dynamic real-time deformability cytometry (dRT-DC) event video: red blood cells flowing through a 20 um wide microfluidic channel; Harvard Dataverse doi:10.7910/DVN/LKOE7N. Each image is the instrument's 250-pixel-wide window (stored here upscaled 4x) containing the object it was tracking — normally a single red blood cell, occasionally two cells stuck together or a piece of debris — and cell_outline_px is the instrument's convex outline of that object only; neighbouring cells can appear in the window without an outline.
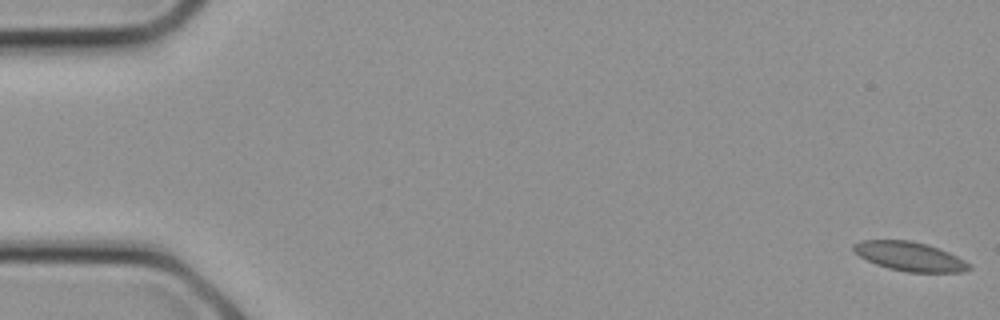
{"species": "common noctule bat (a hibernating species)", "species_latin": "Nyctalus noctula", "temperature_condition": "cold", "stored_images_in_passage": 10, "camera_frame_rate_fps": 3000, "um_per_image_px": 0.085, "animal": {"sex": "female", "body_mass_g": 21.9}, "frame": {"image": 1, "passage_image": 1, "time_ms": 0.0, "image_size_px": [1000, 320], "cell_outline_px": [[972, 268], [964, 272], [908, 272], [888, 268], [876, 264], [860, 256], [852, 248], [852, 244], [860, 240], [912, 240], [948, 252], [972, 264]], "centroid_in_image_um": [77.33, 21.8], "position_along_channel_um": 7.7, "area_um2": 19.48}}
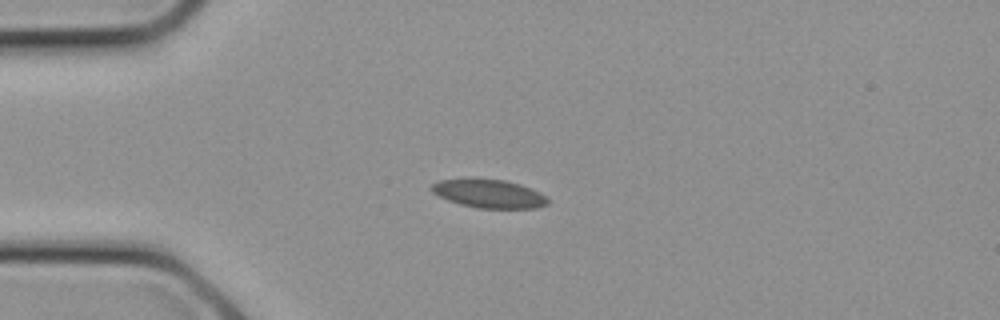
{"frame": {"image": 2, "passage_image": 7, "time_ms": 2.0, "image_size_px": [1000, 320], "cell_outline_px": [[548, 204], [536, 208], [480, 208], [460, 204], [448, 200], [432, 192], [428, 188], [432, 184], [440, 180], [468, 176], [504, 180], [520, 184], [540, 192], [548, 196]], "centroid_in_image_um": [41.53, 16.42], "position_along_channel_um": 43.5, "area_um2": 19.83}}
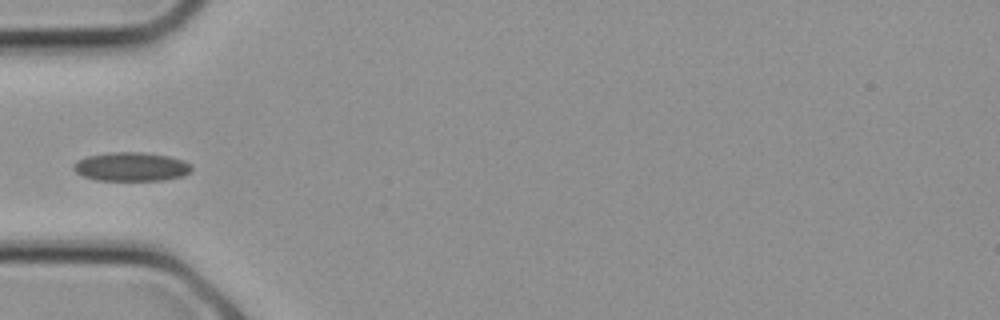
{"frame": {"image": 3, "passage_image": 9, "time_ms": 2.667, "image_size_px": [1000, 320], "cell_outline_px": [[192, 168], [184, 176], [164, 180], [96, 180], [84, 176], [76, 172], [72, 168], [72, 164], [76, 160], [88, 156], [108, 152], [144, 152], [168, 156], [184, 160], [192, 164]], "centroid_in_image_um": [11.15, 14.16], "position_along_channel_um": 73.8, "area_um2": 20.0}}